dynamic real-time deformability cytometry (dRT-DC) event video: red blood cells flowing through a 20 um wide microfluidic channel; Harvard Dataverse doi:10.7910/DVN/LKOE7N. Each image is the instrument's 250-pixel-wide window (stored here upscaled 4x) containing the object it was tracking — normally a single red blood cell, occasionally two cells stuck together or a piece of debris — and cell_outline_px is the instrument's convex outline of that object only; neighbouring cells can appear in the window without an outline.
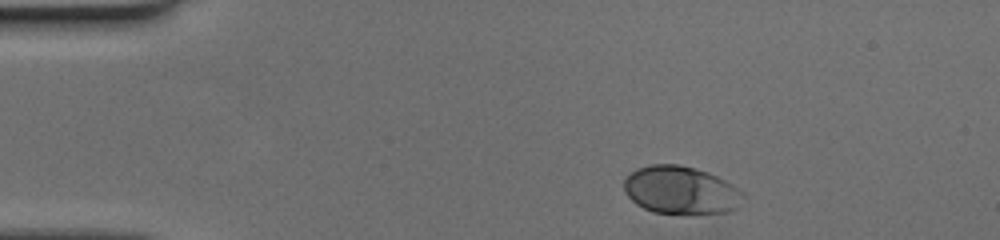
{"species": "human", "species_latin": "Homo sapiens", "temperature_condition": "cold", "stored_images_in_passage": 35, "camera_frame_rate_fps": 3000, "um_per_image_px": 0.085, "donor": {"sex": "female"}, "frame": {"image": 1, "passage_image": 1, "time_ms": 0.0, "image_size_px": [1000, 240], "cell_outline_px": [[744, 196], [736, 208], [728, 212], [692, 216], [652, 212], [636, 204], [624, 192], [624, 180], [636, 168], [652, 164], [680, 164], [696, 168], [708, 172], [740, 188], [744, 192]], "centroid_in_image_um": [57.89, 16.2], "position_along_channel_um": 27.1, "area_um2": 34.04}}
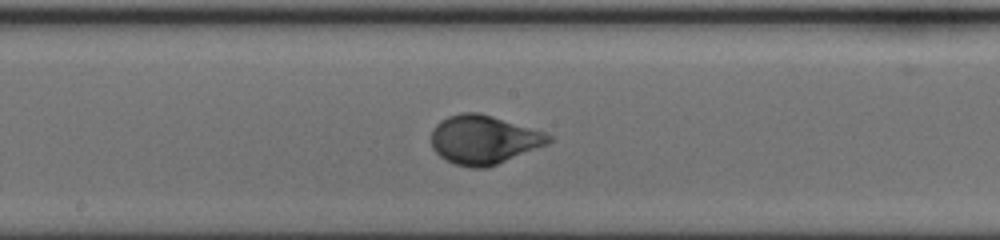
{"frame": {"image": 2, "passage_image": 20, "time_ms": 6.333, "image_size_px": [1000, 240], "cell_outline_px": [[552, 140], [548, 144], [488, 168], [468, 168], [444, 160], [432, 148], [432, 128], [440, 120], [448, 116], [460, 112], [480, 112], [544, 132], [552, 136]], "centroid_in_image_um": [41.09, 11.88], "position_along_channel_um": 207.1, "area_um2": 33.58}}
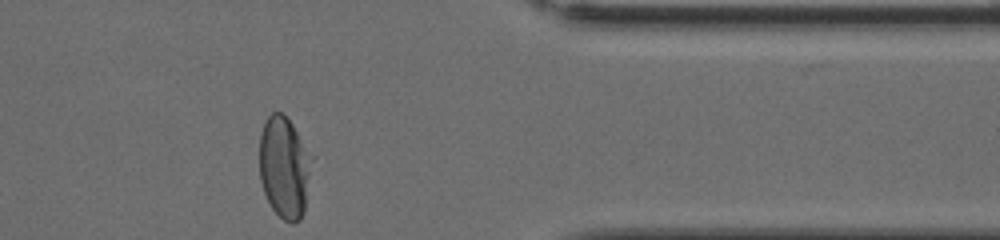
{"frame": {"image": 3, "passage_image": 35, "time_ms": 11.333, "image_size_px": [1000, 240], "cell_outline_px": [[316, 156], [304, 212], [300, 220], [292, 224], [284, 220], [272, 208], [264, 192], [260, 180], [260, 132], [268, 116], [272, 112], [280, 112], [292, 124]], "centroid_in_image_um": [24.24, 14.22], "position_along_channel_um": 387.2, "area_um2": 31.91}}